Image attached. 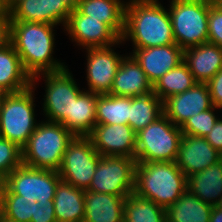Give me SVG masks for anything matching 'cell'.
<instances>
[{"instance_id":"1","label":"cell","mask_w":222,"mask_h":222,"mask_svg":"<svg viewBox=\"0 0 222 222\" xmlns=\"http://www.w3.org/2000/svg\"><path fill=\"white\" fill-rule=\"evenodd\" d=\"M56 25L10 21V44L19 55L25 71L32 77L67 68L53 58Z\"/></svg>"},{"instance_id":"2","label":"cell","mask_w":222,"mask_h":222,"mask_svg":"<svg viewBox=\"0 0 222 222\" xmlns=\"http://www.w3.org/2000/svg\"><path fill=\"white\" fill-rule=\"evenodd\" d=\"M127 39H131L133 48L176 44L168 9L159 0H129L125 7V29L121 40Z\"/></svg>"},{"instance_id":"3","label":"cell","mask_w":222,"mask_h":222,"mask_svg":"<svg viewBox=\"0 0 222 222\" xmlns=\"http://www.w3.org/2000/svg\"><path fill=\"white\" fill-rule=\"evenodd\" d=\"M187 190V177L175 161L137 162L134 193L167 209Z\"/></svg>"},{"instance_id":"4","label":"cell","mask_w":222,"mask_h":222,"mask_svg":"<svg viewBox=\"0 0 222 222\" xmlns=\"http://www.w3.org/2000/svg\"><path fill=\"white\" fill-rule=\"evenodd\" d=\"M74 135L61 123L41 121L22 147V164L58 171Z\"/></svg>"},{"instance_id":"5","label":"cell","mask_w":222,"mask_h":222,"mask_svg":"<svg viewBox=\"0 0 222 222\" xmlns=\"http://www.w3.org/2000/svg\"><path fill=\"white\" fill-rule=\"evenodd\" d=\"M34 86L6 93L0 106V137L16 143L21 149L35 131Z\"/></svg>"},{"instance_id":"6","label":"cell","mask_w":222,"mask_h":222,"mask_svg":"<svg viewBox=\"0 0 222 222\" xmlns=\"http://www.w3.org/2000/svg\"><path fill=\"white\" fill-rule=\"evenodd\" d=\"M183 134L164 114L136 133L137 162L176 161Z\"/></svg>"},{"instance_id":"7","label":"cell","mask_w":222,"mask_h":222,"mask_svg":"<svg viewBox=\"0 0 222 222\" xmlns=\"http://www.w3.org/2000/svg\"><path fill=\"white\" fill-rule=\"evenodd\" d=\"M168 9L173 36L183 50L208 42V14L212 3L200 0H171Z\"/></svg>"},{"instance_id":"8","label":"cell","mask_w":222,"mask_h":222,"mask_svg":"<svg viewBox=\"0 0 222 222\" xmlns=\"http://www.w3.org/2000/svg\"><path fill=\"white\" fill-rule=\"evenodd\" d=\"M60 180L58 171L22 164L2 181L0 194H16L23 196L27 202L46 203L54 199Z\"/></svg>"},{"instance_id":"9","label":"cell","mask_w":222,"mask_h":222,"mask_svg":"<svg viewBox=\"0 0 222 222\" xmlns=\"http://www.w3.org/2000/svg\"><path fill=\"white\" fill-rule=\"evenodd\" d=\"M100 158L89 136H74L63 154L58 174L61 180L87 190Z\"/></svg>"},{"instance_id":"10","label":"cell","mask_w":222,"mask_h":222,"mask_svg":"<svg viewBox=\"0 0 222 222\" xmlns=\"http://www.w3.org/2000/svg\"><path fill=\"white\" fill-rule=\"evenodd\" d=\"M136 159L101 156L87 190L127 197L134 192Z\"/></svg>"},{"instance_id":"11","label":"cell","mask_w":222,"mask_h":222,"mask_svg":"<svg viewBox=\"0 0 222 222\" xmlns=\"http://www.w3.org/2000/svg\"><path fill=\"white\" fill-rule=\"evenodd\" d=\"M43 75L45 79V95L43 98V113L46 121L62 123L67 116H71L73 99L83 91L78 87L73 75L68 68L58 72L42 73L32 77V86L37 84V79Z\"/></svg>"},{"instance_id":"12","label":"cell","mask_w":222,"mask_h":222,"mask_svg":"<svg viewBox=\"0 0 222 222\" xmlns=\"http://www.w3.org/2000/svg\"><path fill=\"white\" fill-rule=\"evenodd\" d=\"M78 0H23L10 12V21L36 22L65 26Z\"/></svg>"},{"instance_id":"13","label":"cell","mask_w":222,"mask_h":222,"mask_svg":"<svg viewBox=\"0 0 222 222\" xmlns=\"http://www.w3.org/2000/svg\"><path fill=\"white\" fill-rule=\"evenodd\" d=\"M64 28L72 42L84 49L115 46L123 42L107 24L98 19H88L77 9L70 14Z\"/></svg>"},{"instance_id":"14","label":"cell","mask_w":222,"mask_h":222,"mask_svg":"<svg viewBox=\"0 0 222 222\" xmlns=\"http://www.w3.org/2000/svg\"><path fill=\"white\" fill-rule=\"evenodd\" d=\"M89 137L101 156L136 158V133L128 124H96Z\"/></svg>"},{"instance_id":"15","label":"cell","mask_w":222,"mask_h":222,"mask_svg":"<svg viewBox=\"0 0 222 222\" xmlns=\"http://www.w3.org/2000/svg\"><path fill=\"white\" fill-rule=\"evenodd\" d=\"M114 46L87 48L88 91L108 94L123 56L113 50Z\"/></svg>"},{"instance_id":"16","label":"cell","mask_w":222,"mask_h":222,"mask_svg":"<svg viewBox=\"0 0 222 222\" xmlns=\"http://www.w3.org/2000/svg\"><path fill=\"white\" fill-rule=\"evenodd\" d=\"M213 107L207 83L197 82L189 90L163 101L164 115L176 126Z\"/></svg>"},{"instance_id":"17","label":"cell","mask_w":222,"mask_h":222,"mask_svg":"<svg viewBox=\"0 0 222 222\" xmlns=\"http://www.w3.org/2000/svg\"><path fill=\"white\" fill-rule=\"evenodd\" d=\"M222 158L205 137L183 134L176 158V165L186 175L198 173Z\"/></svg>"},{"instance_id":"18","label":"cell","mask_w":222,"mask_h":222,"mask_svg":"<svg viewBox=\"0 0 222 222\" xmlns=\"http://www.w3.org/2000/svg\"><path fill=\"white\" fill-rule=\"evenodd\" d=\"M131 55L140 64L152 85L183 62V49L177 44L134 48Z\"/></svg>"},{"instance_id":"19","label":"cell","mask_w":222,"mask_h":222,"mask_svg":"<svg viewBox=\"0 0 222 222\" xmlns=\"http://www.w3.org/2000/svg\"><path fill=\"white\" fill-rule=\"evenodd\" d=\"M153 92V85L132 55L124 56L108 94L135 97Z\"/></svg>"},{"instance_id":"20","label":"cell","mask_w":222,"mask_h":222,"mask_svg":"<svg viewBox=\"0 0 222 222\" xmlns=\"http://www.w3.org/2000/svg\"><path fill=\"white\" fill-rule=\"evenodd\" d=\"M183 62L197 82L207 83L222 68V48L210 42L188 47Z\"/></svg>"},{"instance_id":"21","label":"cell","mask_w":222,"mask_h":222,"mask_svg":"<svg viewBox=\"0 0 222 222\" xmlns=\"http://www.w3.org/2000/svg\"><path fill=\"white\" fill-rule=\"evenodd\" d=\"M126 197L85 190L83 222H123Z\"/></svg>"},{"instance_id":"22","label":"cell","mask_w":222,"mask_h":222,"mask_svg":"<svg viewBox=\"0 0 222 222\" xmlns=\"http://www.w3.org/2000/svg\"><path fill=\"white\" fill-rule=\"evenodd\" d=\"M123 0H78L77 10L88 19H98L107 24L120 38L125 29V7Z\"/></svg>"},{"instance_id":"23","label":"cell","mask_w":222,"mask_h":222,"mask_svg":"<svg viewBox=\"0 0 222 222\" xmlns=\"http://www.w3.org/2000/svg\"><path fill=\"white\" fill-rule=\"evenodd\" d=\"M57 222H83L85 190L60 180L53 199Z\"/></svg>"},{"instance_id":"24","label":"cell","mask_w":222,"mask_h":222,"mask_svg":"<svg viewBox=\"0 0 222 222\" xmlns=\"http://www.w3.org/2000/svg\"><path fill=\"white\" fill-rule=\"evenodd\" d=\"M98 94L82 91L73 99L71 116L61 123L74 136H89L96 125V104Z\"/></svg>"},{"instance_id":"25","label":"cell","mask_w":222,"mask_h":222,"mask_svg":"<svg viewBox=\"0 0 222 222\" xmlns=\"http://www.w3.org/2000/svg\"><path fill=\"white\" fill-rule=\"evenodd\" d=\"M32 85L31 76L25 71L13 46L0 49V87L5 93L23 91Z\"/></svg>"},{"instance_id":"26","label":"cell","mask_w":222,"mask_h":222,"mask_svg":"<svg viewBox=\"0 0 222 222\" xmlns=\"http://www.w3.org/2000/svg\"><path fill=\"white\" fill-rule=\"evenodd\" d=\"M187 190L202 202L216 206L222 195V158L187 177Z\"/></svg>"},{"instance_id":"27","label":"cell","mask_w":222,"mask_h":222,"mask_svg":"<svg viewBox=\"0 0 222 222\" xmlns=\"http://www.w3.org/2000/svg\"><path fill=\"white\" fill-rule=\"evenodd\" d=\"M213 205L202 202L186 190L166 209L167 222H209Z\"/></svg>"},{"instance_id":"28","label":"cell","mask_w":222,"mask_h":222,"mask_svg":"<svg viewBox=\"0 0 222 222\" xmlns=\"http://www.w3.org/2000/svg\"><path fill=\"white\" fill-rule=\"evenodd\" d=\"M163 114V101L153 92L130 97L129 125L135 133L143 130Z\"/></svg>"},{"instance_id":"29","label":"cell","mask_w":222,"mask_h":222,"mask_svg":"<svg viewBox=\"0 0 222 222\" xmlns=\"http://www.w3.org/2000/svg\"><path fill=\"white\" fill-rule=\"evenodd\" d=\"M130 97L98 94L96 124H128Z\"/></svg>"},{"instance_id":"30","label":"cell","mask_w":222,"mask_h":222,"mask_svg":"<svg viewBox=\"0 0 222 222\" xmlns=\"http://www.w3.org/2000/svg\"><path fill=\"white\" fill-rule=\"evenodd\" d=\"M197 81L194 79L188 66L181 62L176 68L171 69L153 85V93L162 101L170 96L183 93L192 88Z\"/></svg>"},{"instance_id":"31","label":"cell","mask_w":222,"mask_h":222,"mask_svg":"<svg viewBox=\"0 0 222 222\" xmlns=\"http://www.w3.org/2000/svg\"><path fill=\"white\" fill-rule=\"evenodd\" d=\"M123 222H167L166 209L134 192L124 201Z\"/></svg>"},{"instance_id":"32","label":"cell","mask_w":222,"mask_h":222,"mask_svg":"<svg viewBox=\"0 0 222 222\" xmlns=\"http://www.w3.org/2000/svg\"><path fill=\"white\" fill-rule=\"evenodd\" d=\"M0 214L14 222H31L34 202H27L21 195L0 194Z\"/></svg>"},{"instance_id":"33","label":"cell","mask_w":222,"mask_h":222,"mask_svg":"<svg viewBox=\"0 0 222 222\" xmlns=\"http://www.w3.org/2000/svg\"><path fill=\"white\" fill-rule=\"evenodd\" d=\"M216 109L219 108L213 106L187 119L180 127L182 134L205 137L212 130L215 122L219 118V116L214 113Z\"/></svg>"},{"instance_id":"34","label":"cell","mask_w":222,"mask_h":222,"mask_svg":"<svg viewBox=\"0 0 222 222\" xmlns=\"http://www.w3.org/2000/svg\"><path fill=\"white\" fill-rule=\"evenodd\" d=\"M22 165V149L14 142L0 137V180Z\"/></svg>"},{"instance_id":"35","label":"cell","mask_w":222,"mask_h":222,"mask_svg":"<svg viewBox=\"0 0 222 222\" xmlns=\"http://www.w3.org/2000/svg\"><path fill=\"white\" fill-rule=\"evenodd\" d=\"M208 42L222 48V10L216 4L209 8Z\"/></svg>"},{"instance_id":"36","label":"cell","mask_w":222,"mask_h":222,"mask_svg":"<svg viewBox=\"0 0 222 222\" xmlns=\"http://www.w3.org/2000/svg\"><path fill=\"white\" fill-rule=\"evenodd\" d=\"M31 222H57L53 200H48L46 203L34 202V215Z\"/></svg>"},{"instance_id":"37","label":"cell","mask_w":222,"mask_h":222,"mask_svg":"<svg viewBox=\"0 0 222 222\" xmlns=\"http://www.w3.org/2000/svg\"><path fill=\"white\" fill-rule=\"evenodd\" d=\"M213 106L222 108V68L207 82Z\"/></svg>"},{"instance_id":"38","label":"cell","mask_w":222,"mask_h":222,"mask_svg":"<svg viewBox=\"0 0 222 222\" xmlns=\"http://www.w3.org/2000/svg\"><path fill=\"white\" fill-rule=\"evenodd\" d=\"M205 139L222 154V118H218L212 130L205 136Z\"/></svg>"},{"instance_id":"39","label":"cell","mask_w":222,"mask_h":222,"mask_svg":"<svg viewBox=\"0 0 222 222\" xmlns=\"http://www.w3.org/2000/svg\"><path fill=\"white\" fill-rule=\"evenodd\" d=\"M10 44V16L0 10V49Z\"/></svg>"},{"instance_id":"40","label":"cell","mask_w":222,"mask_h":222,"mask_svg":"<svg viewBox=\"0 0 222 222\" xmlns=\"http://www.w3.org/2000/svg\"><path fill=\"white\" fill-rule=\"evenodd\" d=\"M21 1L23 0H0V10L9 13Z\"/></svg>"},{"instance_id":"41","label":"cell","mask_w":222,"mask_h":222,"mask_svg":"<svg viewBox=\"0 0 222 222\" xmlns=\"http://www.w3.org/2000/svg\"><path fill=\"white\" fill-rule=\"evenodd\" d=\"M209 222H222V210L217 206H213Z\"/></svg>"},{"instance_id":"42","label":"cell","mask_w":222,"mask_h":222,"mask_svg":"<svg viewBox=\"0 0 222 222\" xmlns=\"http://www.w3.org/2000/svg\"><path fill=\"white\" fill-rule=\"evenodd\" d=\"M0 222H14V221L8 220L7 218H4V217L0 214Z\"/></svg>"},{"instance_id":"43","label":"cell","mask_w":222,"mask_h":222,"mask_svg":"<svg viewBox=\"0 0 222 222\" xmlns=\"http://www.w3.org/2000/svg\"><path fill=\"white\" fill-rule=\"evenodd\" d=\"M215 4L222 10V0H218Z\"/></svg>"},{"instance_id":"44","label":"cell","mask_w":222,"mask_h":222,"mask_svg":"<svg viewBox=\"0 0 222 222\" xmlns=\"http://www.w3.org/2000/svg\"><path fill=\"white\" fill-rule=\"evenodd\" d=\"M216 206L222 210V195H221L219 203Z\"/></svg>"},{"instance_id":"45","label":"cell","mask_w":222,"mask_h":222,"mask_svg":"<svg viewBox=\"0 0 222 222\" xmlns=\"http://www.w3.org/2000/svg\"><path fill=\"white\" fill-rule=\"evenodd\" d=\"M200 1H205V2L215 4L218 0H200Z\"/></svg>"},{"instance_id":"46","label":"cell","mask_w":222,"mask_h":222,"mask_svg":"<svg viewBox=\"0 0 222 222\" xmlns=\"http://www.w3.org/2000/svg\"><path fill=\"white\" fill-rule=\"evenodd\" d=\"M6 93L0 87V95H5Z\"/></svg>"},{"instance_id":"47","label":"cell","mask_w":222,"mask_h":222,"mask_svg":"<svg viewBox=\"0 0 222 222\" xmlns=\"http://www.w3.org/2000/svg\"><path fill=\"white\" fill-rule=\"evenodd\" d=\"M3 97H4V95H0V106H1V102H2Z\"/></svg>"}]
</instances>
